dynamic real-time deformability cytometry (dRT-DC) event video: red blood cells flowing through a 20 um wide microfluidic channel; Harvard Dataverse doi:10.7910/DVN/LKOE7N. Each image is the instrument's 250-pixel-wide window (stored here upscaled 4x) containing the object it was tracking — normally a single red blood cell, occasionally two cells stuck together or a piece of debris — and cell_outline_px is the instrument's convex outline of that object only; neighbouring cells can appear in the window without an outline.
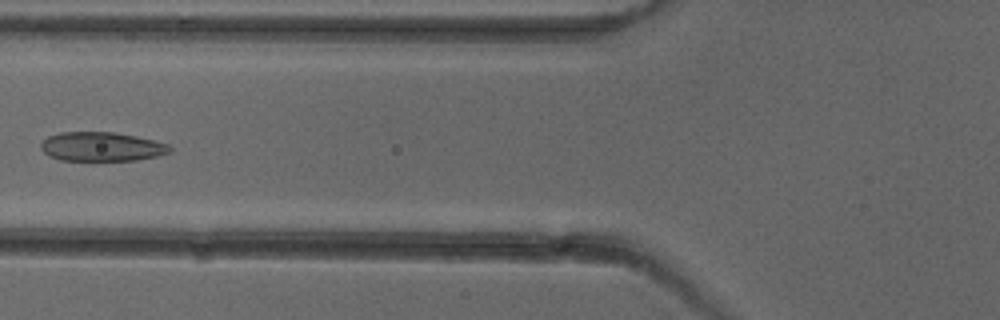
{"species": "common noctule bat (a hibernating species)", "species_latin": "Nyctalus noctula", "temperature_condition": "cold", "stored_images_in_passage": 6, "camera_frame_rate_fps": 3000, "um_per_image_px": 0.085, "animal": {"sex": "female"}, "frame": {"image": 1, "passage_image": 6, "time_ms": 6.667, "image_size_px": [1000, 320], "cell_outline_px": [[172, 152], [156, 156], [136, 160], [60, 160], [48, 156], [40, 148], [40, 144], [48, 136], [60, 132], [112, 132], [136, 136], [168, 144], [172, 148]], "centroid_in_image_um": [8.62, 12.46], "position_along_channel_um": 117.2, "area_um2": 21.85}}